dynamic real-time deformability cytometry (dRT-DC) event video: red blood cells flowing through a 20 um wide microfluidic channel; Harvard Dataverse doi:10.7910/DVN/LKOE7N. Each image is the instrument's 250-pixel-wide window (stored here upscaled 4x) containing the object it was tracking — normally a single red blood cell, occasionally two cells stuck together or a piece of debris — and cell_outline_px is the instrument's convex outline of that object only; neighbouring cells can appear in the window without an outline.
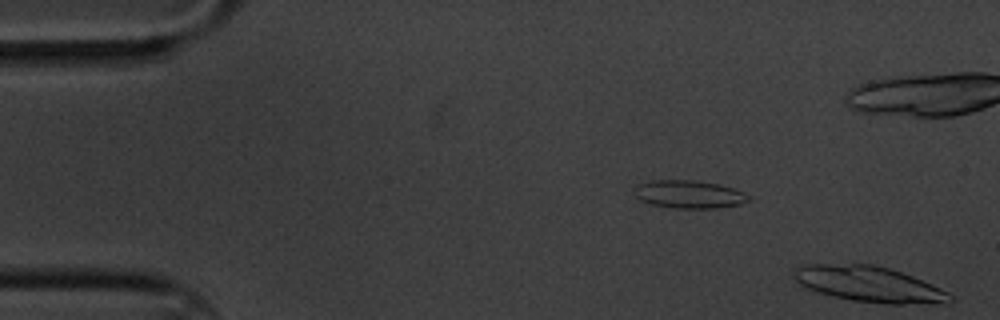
{"species": "common noctule bat (a hibernating species)", "species_latin": "Nyctalus noctula", "temperature_condition": "cold", "stored_images_in_passage": 10, "segment_of_instrument_passage": [2, 2], "camera_frame_rate_fps": 3000, "um_per_image_px": 0.085, "animal": {"sex": "male", "body_mass_g": 20.1, "forearm_length_mm": 53.5}, "frame": {"image": 1, "passage_image": 10, "time_ms": 3.0, "image_size_px": [1000, 320], "cell_outline_px": [[952, 300], [944, 304], [888, 304], [852, 300], [832, 296], [808, 288], [792, 280], [792, 272], [796, 268], [808, 264], [872, 264], [888, 268], [912, 276], [932, 284], [948, 292], [952, 296]], "centroid_in_image_um": [73.88, 24.16], "position_along_channel_um": 11.1, "area_um2": 32.43}}